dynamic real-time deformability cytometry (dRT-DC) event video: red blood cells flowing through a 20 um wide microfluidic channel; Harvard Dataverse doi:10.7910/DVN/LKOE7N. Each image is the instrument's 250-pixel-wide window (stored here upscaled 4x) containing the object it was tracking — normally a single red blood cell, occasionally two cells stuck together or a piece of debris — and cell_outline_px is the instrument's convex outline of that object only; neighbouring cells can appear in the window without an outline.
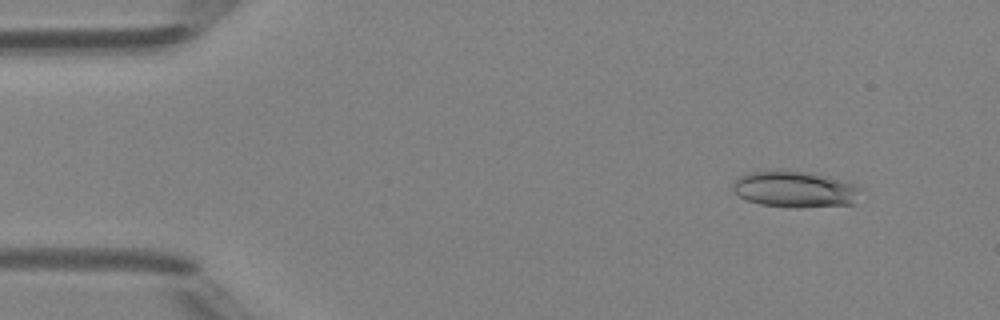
{"species": "Egyptian fruit bat (a non-hibernating species)", "species_latin": "Rousettus aegyptiacus", "temperature_condition": "room temperature", "stored_images_in_passage": 45, "camera_frame_rate_fps": 3000, "um_per_image_px": 0.085, "animal": {"sex": "female"}, "frame": {"image": 1, "passage_image": 2, "time_ms": 0.333, "image_size_px": [1000, 320], "cell_outline_px": [[860, 188], [852, 204], [796, 208], [760, 204], [748, 200], [740, 196], [732, 188], [732, 184], [740, 176], [748, 172], [784, 168], [788, 168], [852, 184]], "centroid_in_image_um": [67.46, 16.07], "position_along_channel_um": 17.5, "area_um2": 26.65}}
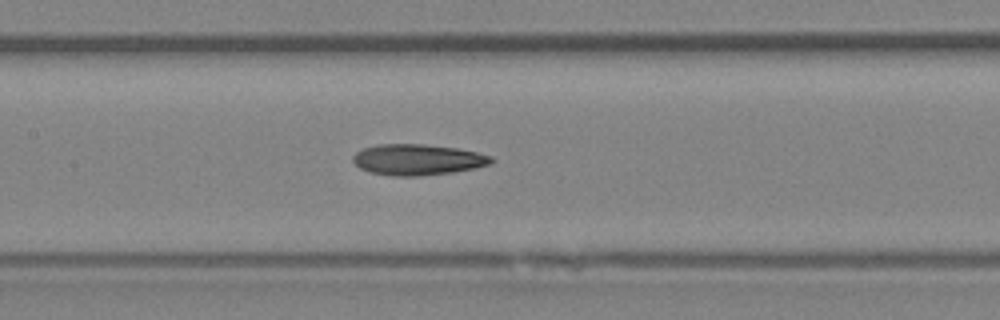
{"frame": {"image": 2, "passage_image": 20, "time_ms": 6.333, "image_size_px": [1000, 320], "cell_outline_px": [[496, 160], [492, 164], [476, 168], [452, 172], [420, 176], [392, 176], [372, 172], [360, 168], [352, 160], [352, 156], [356, 152], [364, 148], [380, 144], [420, 144], [456, 148], [476, 152], [492, 156]], "centroid_in_image_um": [35.53, 13.57], "position_along_channel_um": 171.9, "area_um2": 24.91}}
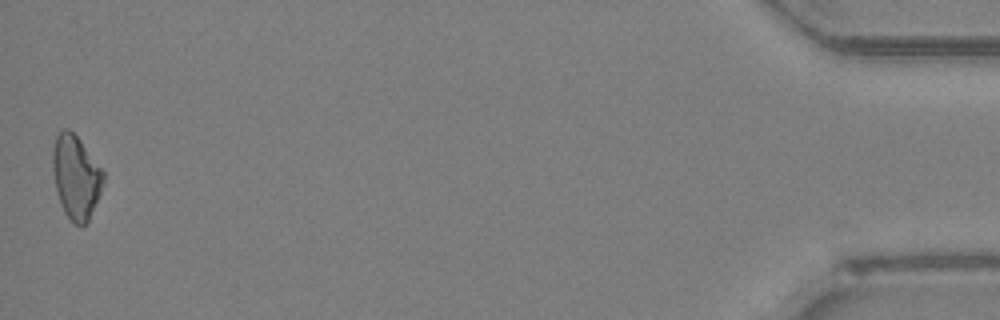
{"frame": {"image": 3, "passage_image": 45, "time_ms": 14.667, "image_size_px": [1000, 320], "cell_outline_px": [[104, 180], [100, 192], [88, 220], [80, 228], [64, 212], [56, 188], [52, 168], [52, 152], [56, 136], [60, 128], [68, 128], [80, 140], [104, 172]], "centroid_in_image_um": [6.44, 15.01], "position_along_channel_um": 428.8, "area_um2": 24.28}, "authors_computed_cell_mechanics": {"area_um2": 24.5072, "velocity_mm_per_s": 4.2367, "shape_relaxation_time_tau1_ms": null, "shape_relaxation_time_tau2_ms": 6.8785, "deformation_change_tau1": null, "deformation_change_tau2": 0.1903}}